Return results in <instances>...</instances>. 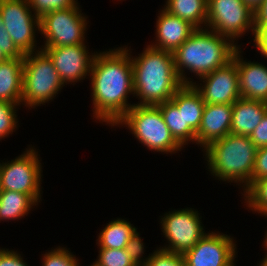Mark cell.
<instances>
[{"instance_id":"6da1fadb","label":"cell","mask_w":267,"mask_h":266,"mask_svg":"<svg viewBox=\"0 0 267 266\" xmlns=\"http://www.w3.org/2000/svg\"><path fill=\"white\" fill-rule=\"evenodd\" d=\"M130 47L121 46L99 53L96 51L89 79L93 119L111 127L135 104L128 102L134 96L133 68Z\"/></svg>"},{"instance_id":"7a4b0ae2","label":"cell","mask_w":267,"mask_h":266,"mask_svg":"<svg viewBox=\"0 0 267 266\" xmlns=\"http://www.w3.org/2000/svg\"><path fill=\"white\" fill-rule=\"evenodd\" d=\"M241 47L208 28H197L173 54L175 71L183 85L194 80L186 75L191 72L199 78L232 61L235 51ZM186 72V73H185Z\"/></svg>"},{"instance_id":"3957f363","label":"cell","mask_w":267,"mask_h":266,"mask_svg":"<svg viewBox=\"0 0 267 266\" xmlns=\"http://www.w3.org/2000/svg\"><path fill=\"white\" fill-rule=\"evenodd\" d=\"M139 56H132L133 91L138 98L135 105H153L170 101L183 86L174 65L173 54L145 46Z\"/></svg>"},{"instance_id":"277c9868","label":"cell","mask_w":267,"mask_h":266,"mask_svg":"<svg viewBox=\"0 0 267 266\" xmlns=\"http://www.w3.org/2000/svg\"><path fill=\"white\" fill-rule=\"evenodd\" d=\"M208 171L219 181L236 183L244 191L252 183L257 147L249 136L229 133L203 148Z\"/></svg>"},{"instance_id":"5b68a950","label":"cell","mask_w":267,"mask_h":266,"mask_svg":"<svg viewBox=\"0 0 267 266\" xmlns=\"http://www.w3.org/2000/svg\"><path fill=\"white\" fill-rule=\"evenodd\" d=\"M126 126L134 138L150 151L175 154L183 147L174 139L164 122L160 108L153 105H134L115 124Z\"/></svg>"},{"instance_id":"8992f818","label":"cell","mask_w":267,"mask_h":266,"mask_svg":"<svg viewBox=\"0 0 267 266\" xmlns=\"http://www.w3.org/2000/svg\"><path fill=\"white\" fill-rule=\"evenodd\" d=\"M64 86L52 60L43 50L24 54L22 105L35 109L48 104Z\"/></svg>"},{"instance_id":"52a82bcc","label":"cell","mask_w":267,"mask_h":266,"mask_svg":"<svg viewBox=\"0 0 267 266\" xmlns=\"http://www.w3.org/2000/svg\"><path fill=\"white\" fill-rule=\"evenodd\" d=\"M206 28L233 43L250 31L254 37V10L243 0H208Z\"/></svg>"},{"instance_id":"ba28073f","label":"cell","mask_w":267,"mask_h":266,"mask_svg":"<svg viewBox=\"0 0 267 266\" xmlns=\"http://www.w3.org/2000/svg\"><path fill=\"white\" fill-rule=\"evenodd\" d=\"M37 148H26L11 161L0 163V190L30 195L37 203L41 200L42 164Z\"/></svg>"},{"instance_id":"9c48e42d","label":"cell","mask_w":267,"mask_h":266,"mask_svg":"<svg viewBox=\"0 0 267 266\" xmlns=\"http://www.w3.org/2000/svg\"><path fill=\"white\" fill-rule=\"evenodd\" d=\"M79 3L75 7L52 11L40 18V35L46 47L85 44L88 27L86 14L82 13Z\"/></svg>"},{"instance_id":"30bf717a","label":"cell","mask_w":267,"mask_h":266,"mask_svg":"<svg viewBox=\"0 0 267 266\" xmlns=\"http://www.w3.org/2000/svg\"><path fill=\"white\" fill-rule=\"evenodd\" d=\"M163 216L160 219L161 230L168 244L161 246L162 249L184 255L207 234L197 209H174Z\"/></svg>"},{"instance_id":"8fae6325","label":"cell","mask_w":267,"mask_h":266,"mask_svg":"<svg viewBox=\"0 0 267 266\" xmlns=\"http://www.w3.org/2000/svg\"><path fill=\"white\" fill-rule=\"evenodd\" d=\"M32 13L27 0H0V15L6 31L23 54L41 50V47L37 49L35 36L40 32V18Z\"/></svg>"},{"instance_id":"7c38bea8","label":"cell","mask_w":267,"mask_h":266,"mask_svg":"<svg viewBox=\"0 0 267 266\" xmlns=\"http://www.w3.org/2000/svg\"><path fill=\"white\" fill-rule=\"evenodd\" d=\"M183 256L186 266H232L237 254L234 237L210 231Z\"/></svg>"},{"instance_id":"4fadbf2b","label":"cell","mask_w":267,"mask_h":266,"mask_svg":"<svg viewBox=\"0 0 267 266\" xmlns=\"http://www.w3.org/2000/svg\"><path fill=\"white\" fill-rule=\"evenodd\" d=\"M86 44L41 48L52 60L64 85H76L89 77L96 53H90Z\"/></svg>"},{"instance_id":"5bb4252c","label":"cell","mask_w":267,"mask_h":266,"mask_svg":"<svg viewBox=\"0 0 267 266\" xmlns=\"http://www.w3.org/2000/svg\"><path fill=\"white\" fill-rule=\"evenodd\" d=\"M199 79L204 85L196 81L192 85L205 104H233L241 98L238 68L233 60Z\"/></svg>"},{"instance_id":"9a60e30c","label":"cell","mask_w":267,"mask_h":266,"mask_svg":"<svg viewBox=\"0 0 267 266\" xmlns=\"http://www.w3.org/2000/svg\"><path fill=\"white\" fill-rule=\"evenodd\" d=\"M239 47L233 56L238 68V81L241 98L267 102V66L258 62L243 60Z\"/></svg>"},{"instance_id":"2e32d148","label":"cell","mask_w":267,"mask_h":266,"mask_svg":"<svg viewBox=\"0 0 267 266\" xmlns=\"http://www.w3.org/2000/svg\"><path fill=\"white\" fill-rule=\"evenodd\" d=\"M158 13L155 43L149 45L173 53L197 28L190 22L169 13L164 8Z\"/></svg>"},{"instance_id":"e0dca14e","label":"cell","mask_w":267,"mask_h":266,"mask_svg":"<svg viewBox=\"0 0 267 266\" xmlns=\"http://www.w3.org/2000/svg\"><path fill=\"white\" fill-rule=\"evenodd\" d=\"M233 104H205L196 133V144L205 148L209 143L230 133Z\"/></svg>"},{"instance_id":"ac0fdd59","label":"cell","mask_w":267,"mask_h":266,"mask_svg":"<svg viewBox=\"0 0 267 266\" xmlns=\"http://www.w3.org/2000/svg\"><path fill=\"white\" fill-rule=\"evenodd\" d=\"M267 112V102L240 98L233 103L230 133L250 136Z\"/></svg>"},{"instance_id":"d6986e66","label":"cell","mask_w":267,"mask_h":266,"mask_svg":"<svg viewBox=\"0 0 267 266\" xmlns=\"http://www.w3.org/2000/svg\"><path fill=\"white\" fill-rule=\"evenodd\" d=\"M24 58H9L0 63V101L22 104Z\"/></svg>"},{"instance_id":"ffe728a7","label":"cell","mask_w":267,"mask_h":266,"mask_svg":"<svg viewBox=\"0 0 267 266\" xmlns=\"http://www.w3.org/2000/svg\"><path fill=\"white\" fill-rule=\"evenodd\" d=\"M177 108H183L184 127L198 132L205 102L193 85H183L170 100Z\"/></svg>"},{"instance_id":"44dd1931","label":"cell","mask_w":267,"mask_h":266,"mask_svg":"<svg viewBox=\"0 0 267 266\" xmlns=\"http://www.w3.org/2000/svg\"><path fill=\"white\" fill-rule=\"evenodd\" d=\"M39 205L30 195L0 190V221L20 220Z\"/></svg>"},{"instance_id":"7402d4cb","label":"cell","mask_w":267,"mask_h":266,"mask_svg":"<svg viewBox=\"0 0 267 266\" xmlns=\"http://www.w3.org/2000/svg\"><path fill=\"white\" fill-rule=\"evenodd\" d=\"M164 9L190 22L196 28H206L208 0H166Z\"/></svg>"},{"instance_id":"603a6c76","label":"cell","mask_w":267,"mask_h":266,"mask_svg":"<svg viewBox=\"0 0 267 266\" xmlns=\"http://www.w3.org/2000/svg\"><path fill=\"white\" fill-rule=\"evenodd\" d=\"M98 235V248L124 249L137 228L130 221L117 218L103 227Z\"/></svg>"},{"instance_id":"cb8c5ba5","label":"cell","mask_w":267,"mask_h":266,"mask_svg":"<svg viewBox=\"0 0 267 266\" xmlns=\"http://www.w3.org/2000/svg\"><path fill=\"white\" fill-rule=\"evenodd\" d=\"M157 106L172 136L182 147L191 142L196 144V132L191 127H184L183 108H177L171 101Z\"/></svg>"},{"instance_id":"d4e9b609","label":"cell","mask_w":267,"mask_h":266,"mask_svg":"<svg viewBox=\"0 0 267 266\" xmlns=\"http://www.w3.org/2000/svg\"><path fill=\"white\" fill-rule=\"evenodd\" d=\"M241 194L249 210L267 217V178L254 180Z\"/></svg>"},{"instance_id":"484cf974","label":"cell","mask_w":267,"mask_h":266,"mask_svg":"<svg viewBox=\"0 0 267 266\" xmlns=\"http://www.w3.org/2000/svg\"><path fill=\"white\" fill-rule=\"evenodd\" d=\"M18 103L0 101V141L18 129Z\"/></svg>"},{"instance_id":"4316f807","label":"cell","mask_w":267,"mask_h":266,"mask_svg":"<svg viewBox=\"0 0 267 266\" xmlns=\"http://www.w3.org/2000/svg\"><path fill=\"white\" fill-rule=\"evenodd\" d=\"M96 262L99 266H136L124 249L98 248Z\"/></svg>"},{"instance_id":"83f0119b","label":"cell","mask_w":267,"mask_h":266,"mask_svg":"<svg viewBox=\"0 0 267 266\" xmlns=\"http://www.w3.org/2000/svg\"><path fill=\"white\" fill-rule=\"evenodd\" d=\"M41 260L42 266H80L76 255L62 246L45 252Z\"/></svg>"},{"instance_id":"f1b7e54d","label":"cell","mask_w":267,"mask_h":266,"mask_svg":"<svg viewBox=\"0 0 267 266\" xmlns=\"http://www.w3.org/2000/svg\"><path fill=\"white\" fill-rule=\"evenodd\" d=\"M29 7L33 13L41 18L45 14L57 11L64 10L70 7H75L78 4V0H27Z\"/></svg>"},{"instance_id":"f546056e","label":"cell","mask_w":267,"mask_h":266,"mask_svg":"<svg viewBox=\"0 0 267 266\" xmlns=\"http://www.w3.org/2000/svg\"><path fill=\"white\" fill-rule=\"evenodd\" d=\"M145 266H186V261L182 254L159 247L151 253V257Z\"/></svg>"},{"instance_id":"4dcf8cb0","label":"cell","mask_w":267,"mask_h":266,"mask_svg":"<svg viewBox=\"0 0 267 266\" xmlns=\"http://www.w3.org/2000/svg\"><path fill=\"white\" fill-rule=\"evenodd\" d=\"M144 245L138 231L130 237L129 242L126 244L125 250L136 266H145L151 257V254H149L143 258L145 252Z\"/></svg>"},{"instance_id":"1f68e13d","label":"cell","mask_w":267,"mask_h":266,"mask_svg":"<svg viewBox=\"0 0 267 266\" xmlns=\"http://www.w3.org/2000/svg\"><path fill=\"white\" fill-rule=\"evenodd\" d=\"M0 49L7 59L24 58V54L16 47L9 33L6 31L2 17L0 15Z\"/></svg>"},{"instance_id":"d6a6232c","label":"cell","mask_w":267,"mask_h":266,"mask_svg":"<svg viewBox=\"0 0 267 266\" xmlns=\"http://www.w3.org/2000/svg\"><path fill=\"white\" fill-rule=\"evenodd\" d=\"M261 178H267V146L257 148L252 171V182Z\"/></svg>"},{"instance_id":"836d02e7","label":"cell","mask_w":267,"mask_h":266,"mask_svg":"<svg viewBox=\"0 0 267 266\" xmlns=\"http://www.w3.org/2000/svg\"><path fill=\"white\" fill-rule=\"evenodd\" d=\"M0 266H29L16 250L0 248Z\"/></svg>"},{"instance_id":"e575fe53","label":"cell","mask_w":267,"mask_h":266,"mask_svg":"<svg viewBox=\"0 0 267 266\" xmlns=\"http://www.w3.org/2000/svg\"><path fill=\"white\" fill-rule=\"evenodd\" d=\"M249 138L257 148L267 146V112L265 113L260 124L251 133Z\"/></svg>"},{"instance_id":"d590c367","label":"cell","mask_w":267,"mask_h":266,"mask_svg":"<svg viewBox=\"0 0 267 266\" xmlns=\"http://www.w3.org/2000/svg\"><path fill=\"white\" fill-rule=\"evenodd\" d=\"M254 47L260 52L261 57L267 59V26L255 27V36L252 39Z\"/></svg>"},{"instance_id":"8d00e7d4","label":"cell","mask_w":267,"mask_h":266,"mask_svg":"<svg viewBox=\"0 0 267 266\" xmlns=\"http://www.w3.org/2000/svg\"><path fill=\"white\" fill-rule=\"evenodd\" d=\"M255 27L267 26V0L263 2L255 9Z\"/></svg>"},{"instance_id":"74e56055","label":"cell","mask_w":267,"mask_h":266,"mask_svg":"<svg viewBox=\"0 0 267 266\" xmlns=\"http://www.w3.org/2000/svg\"><path fill=\"white\" fill-rule=\"evenodd\" d=\"M248 4L254 11L263 2V0H243Z\"/></svg>"},{"instance_id":"f35d334b","label":"cell","mask_w":267,"mask_h":266,"mask_svg":"<svg viewBox=\"0 0 267 266\" xmlns=\"http://www.w3.org/2000/svg\"><path fill=\"white\" fill-rule=\"evenodd\" d=\"M264 238H265V239H264V242H263V243H264V244H263V246H264L263 248H265L264 250H266V252H265L266 255H265V257H264L263 259H267V231H266V233H265Z\"/></svg>"},{"instance_id":"ab89813d","label":"cell","mask_w":267,"mask_h":266,"mask_svg":"<svg viewBox=\"0 0 267 266\" xmlns=\"http://www.w3.org/2000/svg\"><path fill=\"white\" fill-rule=\"evenodd\" d=\"M7 58L5 57V55L3 54L2 50L0 49V63L5 61Z\"/></svg>"},{"instance_id":"60d3db41","label":"cell","mask_w":267,"mask_h":266,"mask_svg":"<svg viewBox=\"0 0 267 266\" xmlns=\"http://www.w3.org/2000/svg\"><path fill=\"white\" fill-rule=\"evenodd\" d=\"M259 266H267V259H261Z\"/></svg>"},{"instance_id":"b9f144b4","label":"cell","mask_w":267,"mask_h":266,"mask_svg":"<svg viewBox=\"0 0 267 266\" xmlns=\"http://www.w3.org/2000/svg\"><path fill=\"white\" fill-rule=\"evenodd\" d=\"M90 266H99L96 262H93Z\"/></svg>"}]
</instances>
